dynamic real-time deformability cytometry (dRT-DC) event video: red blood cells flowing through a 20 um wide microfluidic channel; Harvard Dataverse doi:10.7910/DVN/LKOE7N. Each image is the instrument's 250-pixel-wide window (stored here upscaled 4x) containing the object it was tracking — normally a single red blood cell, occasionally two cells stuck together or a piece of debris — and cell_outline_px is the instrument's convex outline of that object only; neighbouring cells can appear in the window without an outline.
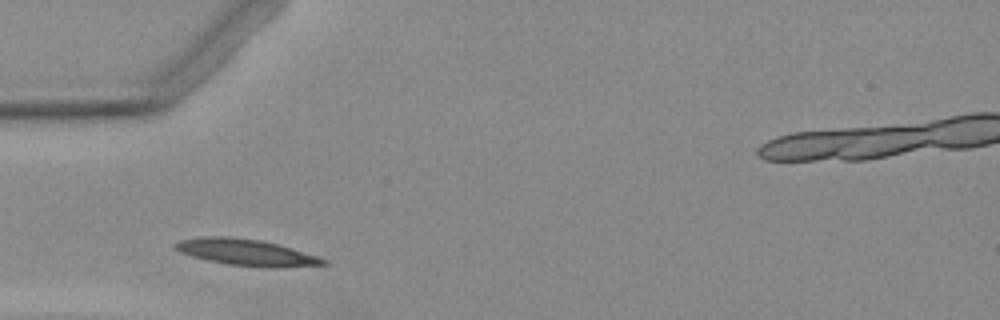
{"species": "Egyptian fruit bat (a non-hibernating species)", "species_latin": "Rousettus aegyptiacus", "temperature_condition": "warm", "stored_images_in_passage": 3, "camera_frame_rate_fps": 3000, "um_per_image_px": 0.085, "animal": {"sex": "female"}, "frame": {"image": 1, "passage_image": 1, "time_ms": 0.0, "image_size_px": [1000, 320], "cell_outline_px": [[328, 264], [276, 268], [264, 268], [228, 264], [208, 260], [192, 256], [180, 252], [172, 244], [180, 240], [200, 236], [232, 236], [260, 240], [276, 244], [316, 256], [328, 260]], "centroid_in_image_um": [20.9, 21.45], "position_along_channel_um": 64.1, "area_um2": 22.72}}
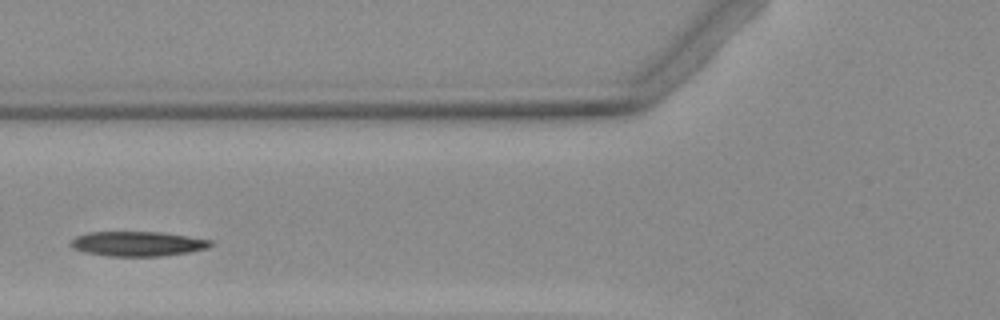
{"frame": {"image": 2, "passage_image": 2, "time_ms": 1.333, "image_size_px": [1000, 320], "cell_outline_px": [[216, 244], [208, 248], [188, 252], [160, 256], [108, 256], [84, 252], [72, 248], [68, 244], [76, 236], [88, 232], [160, 232], [188, 236], [212, 240]], "centroid_in_image_um": [11.7, 20.72], "position_along_channel_um": 114.1, "area_um2": 20.29}}
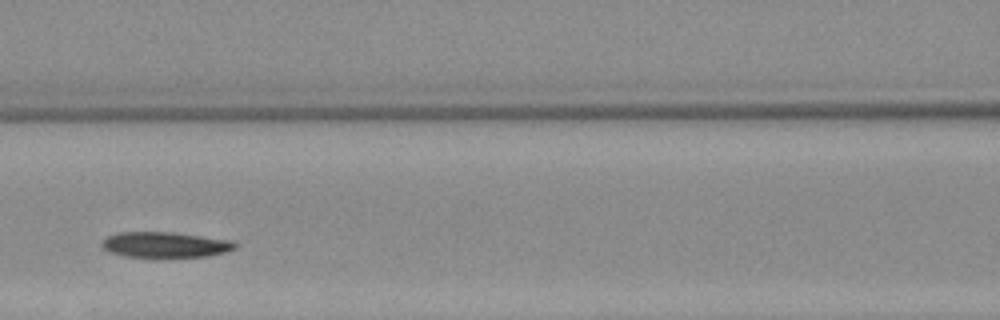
{"frame": {"image": 3, "passage_image": 3, "time_ms": 2.333, "image_size_px": [1000, 320], "cell_outline_px": [[236, 248], [224, 252], [208, 256], [124, 256], [108, 252], [100, 244], [108, 236], [116, 232], [172, 232], [232, 240], [236, 244]], "centroid_in_image_um": [14.02, 20.78], "position_along_channel_um": 152.6, "area_um2": 19.54}}